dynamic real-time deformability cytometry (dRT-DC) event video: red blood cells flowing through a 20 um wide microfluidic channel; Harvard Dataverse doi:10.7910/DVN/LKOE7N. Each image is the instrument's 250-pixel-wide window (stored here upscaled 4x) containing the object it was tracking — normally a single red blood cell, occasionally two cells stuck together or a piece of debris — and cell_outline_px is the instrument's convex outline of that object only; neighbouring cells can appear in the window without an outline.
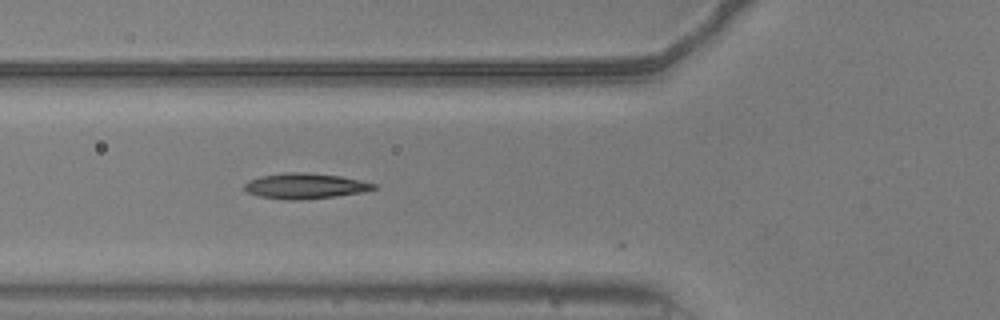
{"species": "common noctule bat (a hibernating species)", "species_latin": "Nyctalus noctula", "temperature_condition": "warm", "stored_images_in_passage": 6, "camera_frame_rate_fps": 3000, "um_per_image_px": 0.085, "animal": {"sex": "male", "body_mass_g": 20.5, "forearm_length_mm": 52.5}, "frame": {"image": 1, "passage_image": 2, "time_ms": 0.333, "image_size_px": [1000, 320], "cell_outline_px": [[376, 188], [360, 192], [336, 196], [304, 200], [284, 200], [260, 196], [248, 192], [244, 188], [244, 184], [248, 180], [260, 176], [284, 172], [300, 172], [340, 176], [360, 180], [376, 184]], "centroid_in_image_um": [25.89, 15.81], "position_along_channel_um": 99.9, "area_um2": 19.13}}
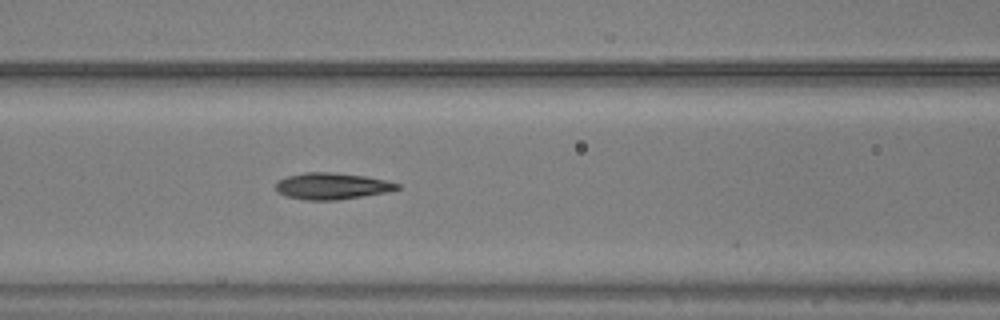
{"frame": {"image": 2, "passage_image": 5, "time_ms": 1.333, "image_size_px": [1000, 320], "cell_outline_px": [[400, 188], [388, 192], [336, 200], [304, 200], [284, 196], [276, 192], [276, 180], [288, 176], [304, 172], [332, 172], [364, 176], [384, 180], [400, 184]], "centroid_in_image_um": [28.16, 15.82], "position_along_channel_um": 138.4, "area_um2": 18.84}}